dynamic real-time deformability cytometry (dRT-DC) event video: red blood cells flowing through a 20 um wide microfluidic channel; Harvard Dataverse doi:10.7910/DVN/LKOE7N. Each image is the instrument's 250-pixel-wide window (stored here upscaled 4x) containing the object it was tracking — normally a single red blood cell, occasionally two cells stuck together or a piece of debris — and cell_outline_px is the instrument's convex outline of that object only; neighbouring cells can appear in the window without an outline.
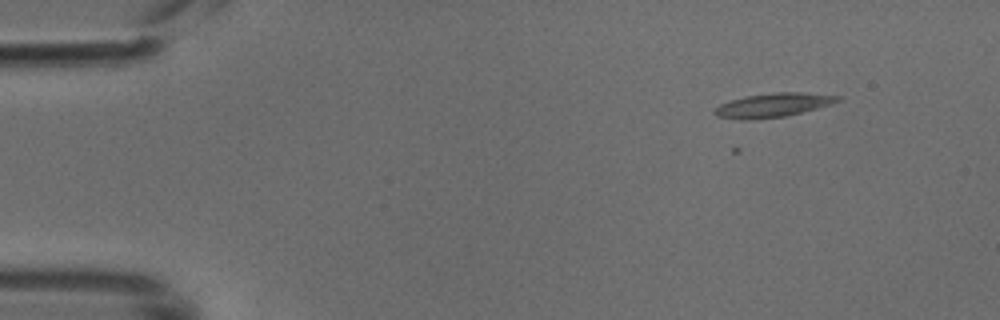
{"species": "common noctule bat (a hibernating species)", "species_latin": "Nyctalus noctula", "temperature_condition": "cold", "stored_images_in_passage": 3, "camera_frame_rate_fps": 3000, "um_per_image_px": 0.085, "animal": {"sex": "male", "body_mass_g": 18.8}, "frame": {"image": 1, "passage_image": 3, "time_ms": 0.667, "image_size_px": [1000, 320], "cell_outline_px": [[844, 96], [840, 100], [816, 108], [784, 116], [752, 120], [740, 120], [716, 116], [712, 112], [720, 104], [732, 100], [748, 96], [776, 92], [800, 92]], "centroid_in_image_um": [65.68, 8.94], "position_along_channel_um": 19.3, "area_um2": 16.94}}